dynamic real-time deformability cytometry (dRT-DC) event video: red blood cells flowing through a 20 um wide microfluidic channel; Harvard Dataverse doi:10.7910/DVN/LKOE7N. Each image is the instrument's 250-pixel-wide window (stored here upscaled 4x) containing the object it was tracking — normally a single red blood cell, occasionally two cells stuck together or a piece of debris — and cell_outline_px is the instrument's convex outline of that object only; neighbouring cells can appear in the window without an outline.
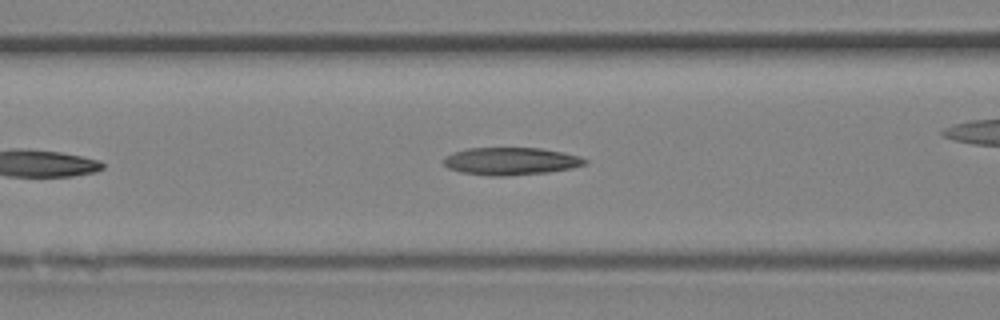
{"species": "Egyptian fruit bat (a non-hibernating species)", "species_latin": "Rousettus aegyptiacus", "temperature_condition": "room temperature", "stored_images_in_passage": 26, "camera_frame_rate_fps": 3000, "um_per_image_px": 0.085, "animal": {"sex": "female"}, "frame": {"image": 1, "passage_image": 8, "time_ms": 2.333, "image_size_px": [1000, 320], "cell_outline_px": [[588, 164], [548, 172], [508, 176], [488, 176], [460, 172], [448, 168], [444, 164], [444, 160], [452, 152], [468, 148], [540, 148], [580, 156], [588, 160]], "centroid_in_image_um": [43.41, 13.7], "position_along_channel_um": 123.2, "area_um2": 22.6}}